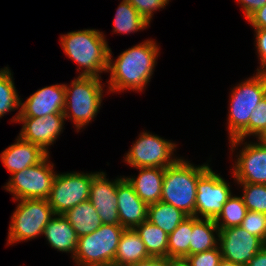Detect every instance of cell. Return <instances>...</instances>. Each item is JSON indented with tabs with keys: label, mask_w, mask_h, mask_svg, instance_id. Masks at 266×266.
I'll list each match as a JSON object with an SVG mask.
<instances>
[{
	"label": "cell",
	"mask_w": 266,
	"mask_h": 266,
	"mask_svg": "<svg viewBox=\"0 0 266 266\" xmlns=\"http://www.w3.org/2000/svg\"><path fill=\"white\" fill-rule=\"evenodd\" d=\"M21 99V114L19 117H41L49 114H63L65 106V87L63 84L44 86L26 101Z\"/></svg>",
	"instance_id": "2e32d148"
},
{
	"label": "cell",
	"mask_w": 266,
	"mask_h": 266,
	"mask_svg": "<svg viewBox=\"0 0 266 266\" xmlns=\"http://www.w3.org/2000/svg\"><path fill=\"white\" fill-rule=\"evenodd\" d=\"M9 67L0 68V118L9 112L18 110L11 122L18 123L21 114V98L15 87L13 73Z\"/></svg>",
	"instance_id": "d4e9b609"
},
{
	"label": "cell",
	"mask_w": 266,
	"mask_h": 266,
	"mask_svg": "<svg viewBox=\"0 0 266 266\" xmlns=\"http://www.w3.org/2000/svg\"><path fill=\"white\" fill-rule=\"evenodd\" d=\"M188 216L172 204L159 201L148 205L147 221L158 226L168 235Z\"/></svg>",
	"instance_id": "cb8c5ba5"
},
{
	"label": "cell",
	"mask_w": 266,
	"mask_h": 266,
	"mask_svg": "<svg viewBox=\"0 0 266 266\" xmlns=\"http://www.w3.org/2000/svg\"><path fill=\"white\" fill-rule=\"evenodd\" d=\"M219 232L214 219L193 216L190 255L216 248L219 244Z\"/></svg>",
	"instance_id": "603a6c76"
},
{
	"label": "cell",
	"mask_w": 266,
	"mask_h": 266,
	"mask_svg": "<svg viewBox=\"0 0 266 266\" xmlns=\"http://www.w3.org/2000/svg\"><path fill=\"white\" fill-rule=\"evenodd\" d=\"M266 132V96L257 104L249 118V138L259 139Z\"/></svg>",
	"instance_id": "1f68e13d"
},
{
	"label": "cell",
	"mask_w": 266,
	"mask_h": 266,
	"mask_svg": "<svg viewBox=\"0 0 266 266\" xmlns=\"http://www.w3.org/2000/svg\"><path fill=\"white\" fill-rule=\"evenodd\" d=\"M11 216L7 245L30 241L43 235L55 215L47 199H21Z\"/></svg>",
	"instance_id": "52a82bcc"
},
{
	"label": "cell",
	"mask_w": 266,
	"mask_h": 266,
	"mask_svg": "<svg viewBox=\"0 0 266 266\" xmlns=\"http://www.w3.org/2000/svg\"><path fill=\"white\" fill-rule=\"evenodd\" d=\"M113 24L112 32L127 35L143 31L150 25L127 0H122L118 5Z\"/></svg>",
	"instance_id": "484cf974"
},
{
	"label": "cell",
	"mask_w": 266,
	"mask_h": 266,
	"mask_svg": "<svg viewBox=\"0 0 266 266\" xmlns=\"http://www.w3.org/2000/svg\"><path fill=\"white\" fill-rule=\"evenodd\" d=\"M102 81L99 77L78 75L69 86L64 84L63 115L74 123L77 132L94 121L101 108L105 86Z\"/></svg>",
	"instance_id": "5b68a950"
},
{
	"label": "cell",
	"mask_w": 266,
	"mask_h": 266,
	"mask_svg": "<svg viewBox=\"0 0 266 266\" xmlns=\"http://www.w3.org/2000/svg\"><path fill=\"white\" fill-rule=\"evenodd\" d=\"M139 235L150 257H168V237L158 226L144 221L134 228Z\"/></svg>",
	"instance_id": "4316f807"
},
{
	"label": "cell",
	"mask_w": 266,
	"mask_h": 266,
	"mask_svg": "<svg viewBox=\"0 0 266 266\" xmlns=\"http://www.w3.org/2000/svg\"><path fill=\"white\" fill-rule=\"evenodd\" d=\"M150 258L145 244L134 229H125L121 235L113 266H128Z\"/></svg>",
	"instance_id": "44dd1931"
},
{
	"label": "cell",
	"mask_w": 266,
	"mask_h": 266,
	"mask_svg": "<svg viewBox=\"0 0 266 266\" xmlns=\"http://www.w3.org/2000/svg\"><path fill=\"white\" fill-rule=\"evenodd\" d=\"M227 117L228 140L249 137V118L266 96V72L257 71L231 89Z\"/></svg>",
	"instance_id": "277c9868"
},
{
	"label": "cell",
	"mask_w": 266,
	"mask_h": 266,
	"mask_svg": "<svg viewBox=\"0 0 266 266\" xmlns=\"http://www.w3.org/2000/svg\"><path fill=\"white\" fill-rule=\"evenodd\" d=\"M255 31V47L258 54L260 67L256 71L266 72V29H254Z\"/></svg>",
	"instance_id": "e575fe53"
},
{
	"label": "cell",
	"mask_w": 266,
	"mask_h": 266,
	"mask_svg": "<svg viewBox=\"0 0 266 266\" xmlns=\"http://www.w3.org/2000/svg\"><path fill=\"white\" fill-rule=\"evenodd\" d=\"M149 23L156 11L164 9L170 0H127Z\"/></svg>",
	"instance_id": "836d02e7"
},
{
	"label": "cell",
	"mask_w": 266,
	"mask_h": 266,
	"mask_svg": "<svg viewBox=\"0 0 266 266\" xmlns=\"http://www.w3.org/2000/svg\"><path fill=\"white\" fill-rule=\"evenodd\" d=\"M104 171L97 172L92 178L89 201L94 206L103 224L120 225L117 209V184L125 177L118 176L109 180Z\"/></svg>",
	"instance_id": "5bb4252c"
},
{
	"label": "cell",
	"mask_w": 266,
	"mask_h": 266,
	"mask_svg": "<svg viewBox=\"0 0 266 266\" xmlns=\"http://www.w3.org/2000/svg\"><path fill=\"white\" fill-rule=\"evenodd\" d=\"M97 172L57 173L47 200L55 214H65L89 199L92 178Z\"/></svg>",
	"instance_id": "30bf717a"
},
{
	"label": "cell",
	"mask_w": 266,
	"mask_h": 266,
	"mask_svg": "<svg viewBox=\"0 0 266 266\" xmlns=\"http://www.w3.org/2000/svg\"><path fill=\"white\" fill-rule=\"evenodd\" d=\"M138 175L125 177L133 186L134 191L147 205L160 201L165 168H135Z\"/></svg>",
	"instance_id": "ffe728a7"
},
{
	"label": "cell",
	"mask_w": 266,
	"mask_h": 266,
	"mask_svg": "<svg viewBox=\"0 0 266 266\" xmlns=\"http://www.w3.org/2000/svg\"><path fill=\"white\" fill-rule=\"evenodd\" d=\"M159 49L156 41L147 39L122 51L115 60L110 48L107 69L110 79L107 81V93L145 90L154 74L156 60L160 55Z\"/></svg>",
	"instance_id": "6da1fadb"
},
{
	"label": "cell",
	"mask_w": 266,
	"mask_h": 266,
	"mask_svg": "<svg viewBox=\"0 0 266 266\" xmlns=\"http://www.w3.org/2000/svg\"><path fill=\"white\" fill-rule=\"evenodd\" d=\"M128 266H171V258L165 257H150L148 259L138 261Z\"/></svg>",
	"instance_id": "74e56055"
},
{
	"label": "cell",
	"mask_w": 266,
	"mask_h": 266,
	"mask_svg": "<svg viewBox=\"0 0 266 266\" xmlns=\"http://www.w3.org/2000/svg\"><path fill=\"white\" fill-rule=\"evenodd\" d=\"M253 29H266V4L246 19Z\"/></svg>",
	"instance_id": "d590c367"
},
{
	"label": "cell",
	"mask_w": 266,
	"mask_h": 266,
	"mask_svg": "<svg viewBox=\"0 0 266 266\" xmlns=\"http://www.w3.org/2000/svg\"><path fill=\"white\" fill-rule=\"evenodd\" d=\"M63 215L68 219L78 238L93 233L103 224L89 200L79 203Z\"/></svg>",
	"instance_id": "7402d4cb"
},
{
	"label": "cell",
	"mask_w": 266,
	"mask_h": 266,
	"mask_svg": "<svg viewBox=\"0 0 266 266\" xmlns=\"http://www.w3.org/2000/svg\"><path fill=\"white\" fill-rule=\"evenodd\" d=\"M259 139L266 144V132Z\"/></svg>",
	"instance_id": "b9f144b4"
},
{
	"label": "cell",
	"mask_w": 266,
	"mask_h": 266,
	"mask_svg": "<svg viewBox=\"0 0 266 266\" xmlns=\"http://www.w3.org/2000/svg\"><path fill=\"white\" fill-rule=\"evenodd\" d=\"M63 114H49L41 117H19L18 123L22 124L19 137L27 142L36 144L44 152L50 154L49 146L59 138L63 132Z\"/></svg>",
	"instance_id": "9a60e30c"
},
{
	"label": "cell",
	"mask_w": 266,
	"mask_h": 266,
	"mask_svg": "<svg viewBox=\"0 0 266 266\" xmlns=\"http://www.w3.org/2000/svg\"><path fill=\"white\" fill-rule=\"evenodd\" d=\"M193 216H188L168 237V257L185 259L190 255Z\"/></svg>",
	"instance_id": "83f0119b"
},
{
	"label": "cell",
	"mask_w": 266,
	"mask_h": 266,
	"mask_svg": "<svg viewBox=\"0 0 266 266\" xmlns=\"http://www.w3.org/2000/svg\"><path fill=\"white\" fill-rule=\"evenodd\" d=\"M43 235L48 244L59 252L75 256L78 246V236L63 214H55L45 226Z\"/></svg>",
	"instance_id": "d6986e66"
},
{
	"label": "cell",
	"mask_w": 266,
	"mask_h": 266,
	"mask_svg": "<svg viewBox=\"0 0 266 266\" xmlns=\"http://www.w3.org/2000/svg\"><path fill=\"white\" fill-rule=\"evenodd\" d=\"M47 155L36 144L22 140L19 136L15 142L0 154L1 161L11 175L15 172L38 164Z\"/></svg>",
	"instance_id": "ac0fdd59"
},
{
	"label": "cell",
	"mask_w": 266,
	"mask_h": 266,
	"mask_svg": "<svg viewBox=\"0 0 266 266\" xmlns=\"http://www.w3.org/2000/svg\"><path fill=\"white\" fill-rule=\"evenodd\" d=\"M124 230L121 225L102 224L93 233L79 237L73 262L76 266H113Z\"/></svg>",
	"instance_id": "8992f818"
},
{
	"label": "cell",
	"mask_w": 266,
	"mask_h": 266,
	"mask_svg": "<svg viewBox=\"0 0 266 266\" xmlns=\"http://www.w3.org/2000/svg\"><path fill=\"white\" fill-rule=\"evenodd\" d=\"M246 208L241 196L233 195L223 205L221 212L214 219L219 229H227L240 226L247 214Z\"/></svg>",
	"instance_id": "f1b7e54d"
},
{
	"label": "cell",
	"mask_w": 266,
	"mask_h": 266,
	"mask_svg": "<svg viewBox=\"0 0 266 266\" xmlns=\"http://www.w3.org/2000/svg\"><path fill=\"white\" fill-rule=\"evenodd\" d=\"M106 40L98 29L71 31L60 36L62 50L77 64L79 76L99 78L108 69L110 46Z\"/></svg>",
	"instance_id": "7a4b0ae2"
},
{
	"label": "cell",
	"mask_w": 266,
	"mask_h": 266,
	"mask_svg": "<svg viewBox=\"0 0 266 266\" xmlns=\"http://www.w3.org/2000/svg\"><path fill=\"white\" fill-rule=\"evenodd\" d=\"M56 175L50 154H47L38 164L13 173L3 188L13 195V201L47 199Z\"/></svg>",
	"instance_id": "ba28073f"
},
{
	"label": "cell",
	"mask_w": 266,
	"mask_h": 266,
	"mask_svg": "<svg viewBox=\"0 0 266 266\" xmlns=\"http://www.w3.org/2000/svg\"><path fill=\"white\" fill-rule=\"evenodd\" d=\"M171 266H189L185 259H172Z\"/></svg>",
	"instance_id": "ab89813d"
},
{
	"label": "cell",
	"mask_w": 266,
	"mask_h": 266,
	"mask_svg": "<svg viewBox=\"0 0 266 266\" xmlns=\"http://www.w3.org/2000/svg\"><path fill=\"white\" fill-rule=\"evenodd\" d=\"M230 183L210 167L197 181L195 217L215 219L232 196Z\"/></svg>",
	"instance_id": "7c38bea8"
},
{
	"label": "cell",
	"mask_w": 266,
	"mask_h": 266,
	"mask_svg": "<svg viewBox=\"0 0 266 266\" xmlns=\"http://www.w3.org/2000/svg\"><path fill=\"white\" fill-rule=\"evenodd\" d=\"M185 260L189 266H219L222 260L221 250L218 245L216 248L188 255Z\"/></svg>",
	"instance_id": "d6a6232c"
},
{
	"label": "cell",
	"mask_w": 266,
	"mask_h": 266,
	"mask_svg": "<svg viewBox=\"0 0 266 266\" xmlns=\"http://www.w3.org/2000/svg\"><path fill=\"white\" fill-rule=\"evenodd\" d=\"M243 188L241 197L250 211L266 214V184L237 183Z\"/></svg>",
	"instance_id": "f546056e"
},
{
	"label": "cell",
	"mask_w": 266,
	"mask_h": 266,
	"mask_svg": "<svg viewBox=\"0 0 266 266\" xmlns=\"http://www.w3.org/2000/svg\"><path fill=\"white\" fill-rule=\"evenodd\" d=\"M240 227L249 232L251 235L257 236L265 241L266 214L248 210Z\"/></svg>",
	"instance_id": "4dcf8cb0"
},
{
	"label": "cell",
	"mask_w": 266,
	"mask_h": 266,
	"mask_svg": "<svg viewBox=\"0 0 266 266\" xmlns=\"http://www.w3.org/2000/svg\"><path fill=\"white\" fill-rule=\"evenodd\" d=\"M222 259L246 265L264 247V241L240 226L219 229Z\"/></svg>",
	"instance_id": "4fadbf2b"
},
{
	"label": "cell",
	"mask_w": 266,
	"mask_h": 266,
	"mask_svg": "<svg viewBox=\"0 0 266 266\" xmlns=\"http://www.w3.org/2000/svg\"><path fill=\"white\" fill-rule=\"evenodd\" d=\"M209 168V163L196 166L180 157L165 168L160 200L172 204L187 216H194L197 181Z\"/></svg>",
	"instance_id": "3957f363"
},
{
	"label": "cell",
	"mask_w": 266,
	"mask_h": 266,
	"mask_svg": "<svg viewBox=\"0 0 266 266\" xmlns=\"http://www.w3.org/2000/svg\"><path fill=\"white\" fill-rule=\"evenodd\" d=\"M117 200L120 225L125 229H134L147 220L148 205L140 199L125 177L117 184Z\"/></svg>",
	"instance_id": "e0dca14e"
},
{
	"label": "cell",
	"mask_w": 266,
	"mask_h": 266,
	"mask_svg": "<svg viewBox=\"0 0 266 266\" xmlns=\"http://www.w3.org/2000/svg\"><path fill=\"white\" fill-rule=\"evenodd\" d=\"M219 266H246V265L237 264V263H233V262L222 259L219 263Z\"/></svg>",
	"instance_id": "60d3db41"
},
{
	"label": "cell",
	"mask_w": 266,
	"mask_h": 266,
	"mask_svg": "<svg viewBox=\"0 0 266 266\" xmlns=\"http://www.w3.org/2000/svg\"><path fill=\"white\" fill-rule=\"evenodd\" d=\"M246 266H266V247L258 251Z\"/></svg>",
	"instance_id": "f35d334b"
},
{
	"label": "cell",
	"mask_w": 266,
	"mask_h": 266,
	"mask_svg": "<svg viewBox=\"0 0 266 266\" xmlns=\"http://www.w3.org/2000/svg\"><path fill=\"white\" fill-rule=\"evenodd\" d=\"M236 2L242 8L245 19L266 4V0H236Z\"/></svg>",
	"instance_id": "8d00e7d4"
},
{
	"label": "cell",
	"mask_w": 266,
	"mask_h": 266,
	"mask_svg": "<svg viewBox=\"0 0 266 266\" xmlns=\"http://www.w3.org/2000/svg\"><path fill=\"white\" fill-rule=\"evenodd\" d=\"M229 143L231 153L236 147H241L235 155L237 159L232 166L234 182L266 184V144L260 139L256 142L255 140L245 142V139H232Z\"/></svg>",
	"instance_id": "8fae6325"
},
{
	"label": "cell",
	"mask_w": 266,
	"mask_h": 266,
	"mask_svg": "<svg viewBox=\"0 0 266 266\" xmlns=\"http://www.w3.org/2000/svg\"><path fill=\"white\" fill-rule=\"evenodd\" d=\"M177 145L172 140L164 139L149 131L140 132L123 160L131 168H166L180 158L174 154Z\"/></svg>",
	"instance_id": "9c48e42d"
}]
</instances>
